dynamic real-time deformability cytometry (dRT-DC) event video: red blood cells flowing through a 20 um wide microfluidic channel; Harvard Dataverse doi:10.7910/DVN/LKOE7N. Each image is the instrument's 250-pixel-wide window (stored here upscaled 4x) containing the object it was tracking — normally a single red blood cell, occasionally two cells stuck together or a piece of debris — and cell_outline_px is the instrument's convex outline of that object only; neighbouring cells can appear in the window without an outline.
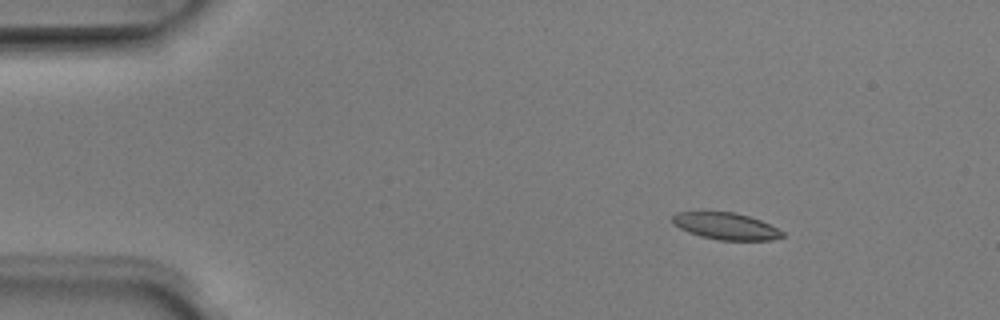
{"species": "Egyptian fruit bat (a non-hibernating species)", "species_latin": "Rousettus aegyptiacus", "temperature_condition": "room temperature", "stored_images_in_passage": 5, "camera_frame_rate_fps": 3000, "um_per_image_px": 0.085, "animal": {"sex": "male"}, "frame": {"image": 1, "passage_image": 2, "time_ms": 0.333, "image_size_px": [1000, 320], "cell_outline_px": [[784, 236], [772, 240], [720, 240], [700, 236], [688, 232], [672, 224], [672, 216], [676, 212], [736, 212], [760, 220], [784, 232]], "centroid_in_image_um": [61.67, 19.22], "position_along_channel_um": 23.3, "area_um2": 17.11}}
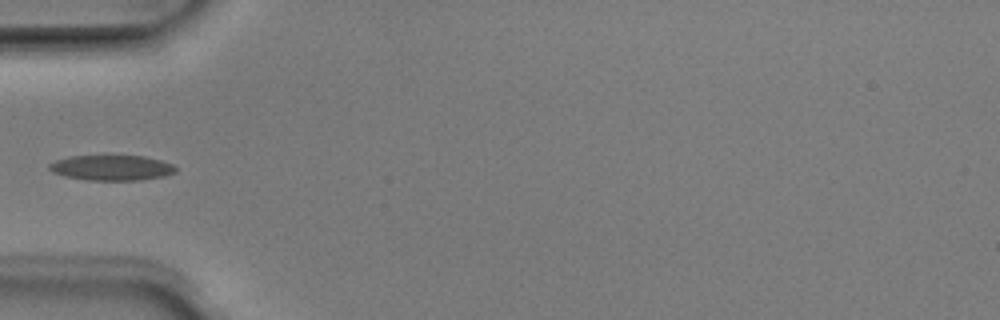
{"frame": {"image": 2, "passage_image": 5, "time_ms": 1.333, "image_size_px": [1000, 320], "cell_outline_px": [[176, 172], [164, 176], [140, 180], [88, 180], [64, 176], [52, 172], [48, 168], [48, 164], [56, 160], [68, 156], [104, 152], [144, 156], [160, 160], [172, 164], [176, 168]], "centroid_in_image_um": [9.44, 14.2], "position_along_channel_um": 75.6, "area_um2": 19.71}}